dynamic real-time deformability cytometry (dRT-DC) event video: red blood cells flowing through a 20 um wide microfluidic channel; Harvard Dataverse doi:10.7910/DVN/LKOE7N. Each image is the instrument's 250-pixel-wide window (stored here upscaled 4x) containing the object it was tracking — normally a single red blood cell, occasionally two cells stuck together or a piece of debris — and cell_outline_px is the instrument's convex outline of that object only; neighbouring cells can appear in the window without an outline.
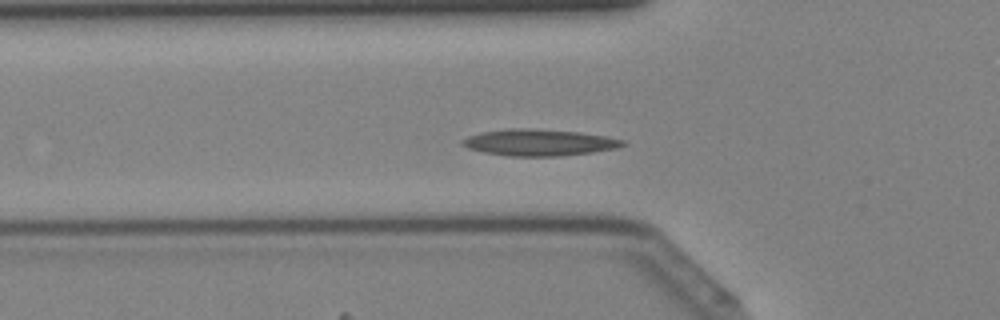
{"species": "Egyptian fruit bat (a non-hibernating species)", "species_latin": "Rousettus aegyptiacus", "temperature_condition": "cold", "stored_images_in_passage": 34, "camera_frame_rate_fps": 3000, "um_per_image_px": 0.085, "animal": {"sex": "female"}, "frame": {"image": 1, "passage_image": 10, "time_ms": 3.0, "image_size_px": [1000, 320], "cell_outline_px": [[628, 144], [616, 148], [592, 152], [560, 156], [508, 156], [484, 152], [468, 148], [460, 144], [460, 140], [468, 136], [480, 132], [508, 128], [532, 128], [580, 132], [608, 136], [624, 140]], "centroid_in_image_um": [45.82, 12.1], "position_along_channel_um": 80.0, "area_um2": 25.03}}
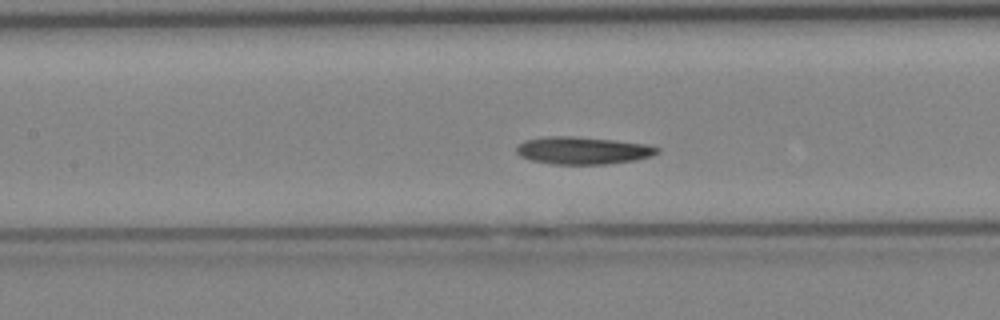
{"frame": {"image": 2, "passage_image": 15, "time_ms": 4.667, "image_size_px": [1000, 320], "cell_outline_px": [[660, 152], [652, 156], [636, 160], [604, 164], [552, 164], [532, 160], [520, 156], [516, 152], [516, 144], [524, 140], [548, 136], [572, 136], [616, 140], [648, 144], [660, 148]], "centroid_in_image_um": [49.55, 12.78], "position_along_channel_um": 157.9, "area_um2": 22.72}}
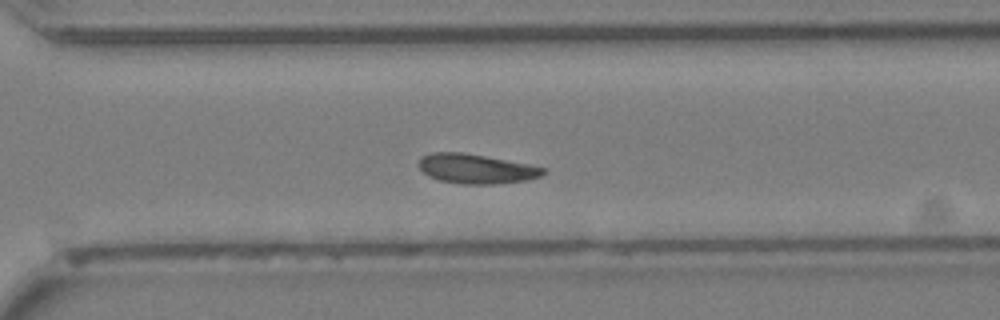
{"frame": {"image": 3, "passage_image": 26, "time_ms": 8.333, "image_size_px": [1000, 320], "cell_outline_px": [[544, 172], [540, 176], [528, 180], [496, 184], [460, 184], [440, 180], [428, 176], [416, 164], [420, 156], [432, 152], [464, 152], [532, 164], [544, 168]], "centroid_in_image_um": [40.44, 14.33], "position_along_channel_um": 330.2, "area_um2": 21.73}}